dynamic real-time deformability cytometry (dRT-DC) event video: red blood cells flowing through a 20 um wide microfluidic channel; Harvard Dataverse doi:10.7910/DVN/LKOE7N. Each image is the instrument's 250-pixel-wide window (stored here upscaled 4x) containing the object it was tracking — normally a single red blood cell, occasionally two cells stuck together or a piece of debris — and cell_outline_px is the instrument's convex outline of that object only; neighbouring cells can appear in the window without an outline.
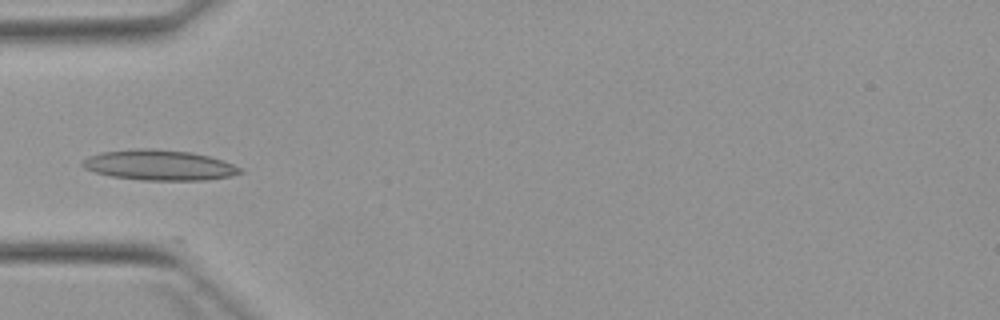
{"species": "Egyptian fruit bat (a non-hibernating species)", "species_latin": "Rousettus aegyptiacus", "temperature_condition": "warm", "stored_images_in_passage": 6, "camera_frame_rate_fps": 3000, "um_per_image_px": 0.085, "animal": {"sex": "female"}, "frame": {"image": 1, "passage_image": 4, "time_ms": 4.667, "image_size_px": [1000, 320], "cell_outline_px": [[244, 172], [232, 176], [208, 180], [140, 180], [112, 176], [96, 172], [84, 168], [80, 164], [88, 156], [100, 152], [136, 148], [152, 148], [192, 152], [208, 156], [232, 164], [240, 168]], "centroid_in_image_um": [13.52, 14.03], "position_along_channel_um": 71.5, "area_um2": 27.92}}
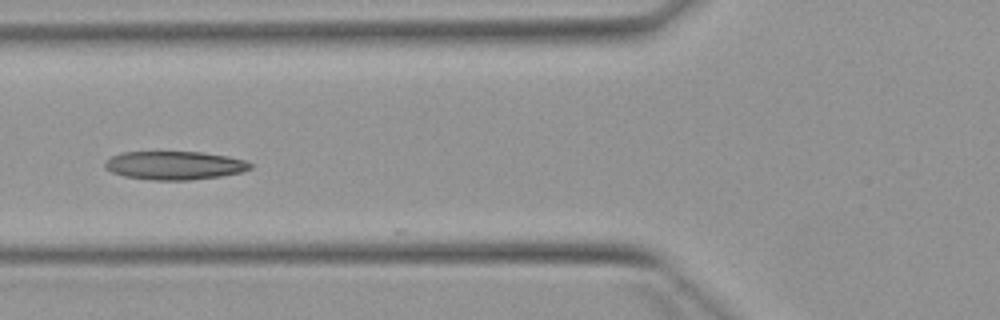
{"frame": {"image": 2, "passage_image": 5, "time_ms": 5.667, "image_size_px": [1000, 320], "cell_outline_px": [[252, 168], [240, 172], [220, 176], [188, 180], [152, 180], [124, 176], [112, 172], [104, 168], [104, 160], [120, 152], [204, 152], [228, 156], [244, 160], [252, 164]], "centroid_in_image_um": [14.8, 14.05], "position_along_channel_um": 111.0, "area_um2": 24.16}}